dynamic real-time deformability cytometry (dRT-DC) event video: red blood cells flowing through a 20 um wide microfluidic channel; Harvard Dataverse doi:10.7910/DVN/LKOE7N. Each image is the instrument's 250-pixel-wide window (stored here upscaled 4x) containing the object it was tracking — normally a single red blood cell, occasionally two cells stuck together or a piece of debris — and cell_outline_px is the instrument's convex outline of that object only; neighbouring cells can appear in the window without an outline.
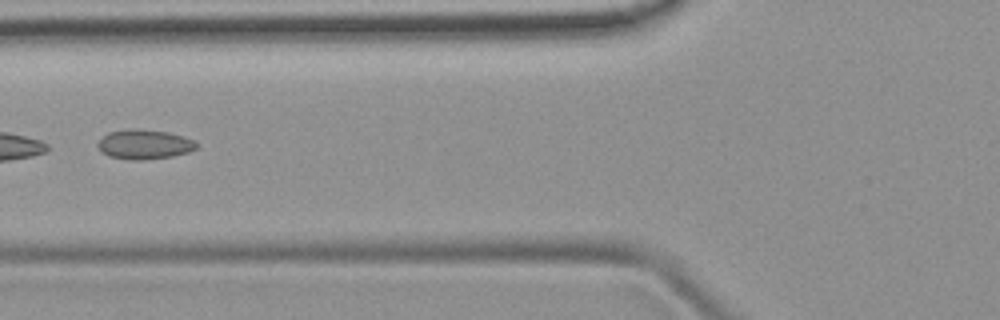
{"species": "common noctule bat (a hibernating species)", "species_latin": "Nyctalus noctula", "temperature_condition": "room temperature", "stored_images_in_passage": 6, "camera_frame_rate_fps": 3000, "um_per_image_px": 0.085, "animal": {"sex": "female", "body_mass_g": 19.9}, "frame": {"image": 1, "passage_image": 6, "time_ms": 5.667, "image_size_px": [1000, 320], "cell_outline_px": [[200, 144], [196, 148], [188, 152], [172, 156], [144, 160], [128, 160], [108, 156], [100, 152], [96, 144], [108, 132], [168, 132], [192, 140]], "centroid_in_image_um": [12.26, 12.34], "position_along_channel_um": 113.5, "area_um2": 16.18}}